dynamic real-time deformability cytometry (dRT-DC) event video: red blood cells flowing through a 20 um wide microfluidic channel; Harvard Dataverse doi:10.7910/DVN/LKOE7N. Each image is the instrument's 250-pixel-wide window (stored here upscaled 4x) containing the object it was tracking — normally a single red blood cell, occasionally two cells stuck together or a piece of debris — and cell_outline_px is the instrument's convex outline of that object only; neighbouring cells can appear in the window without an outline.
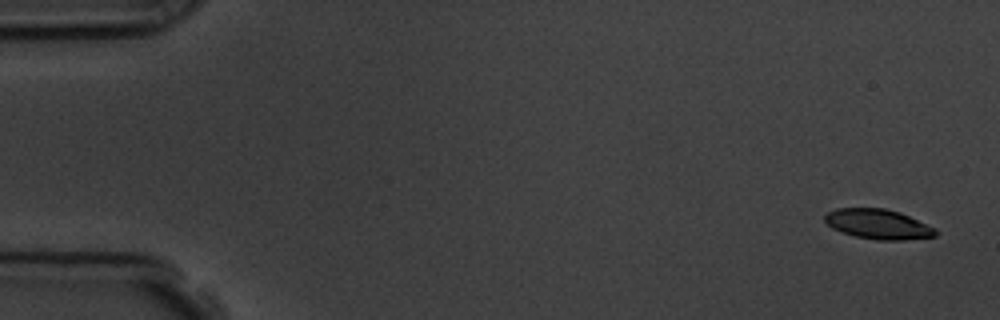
{"species": "common noctule bat (a hibernating species)", "species_latin": "Nyctalus noctula", "temperature_condition": "room temperature", "stored_images_in_passage": 5, "camera_frame_rate_fps": 3000, "um_per_image_px": 0.085, "animal": {"sex": "male", "body_mass_g": 19.5, "forearm_length_mm": 54.6}, "frame": {"image": 1, "passage_image": 1, "time_ms": 0.0, "image_size_px": [1000, 320], "cell_outline_px": [[940, 232], [936, 236], [904, 240], [876, 240], [856, 236], [840, 232], [832, 228], [824, 220], [824, 216], [828, 212], [836, 208], [884, 208], [900, 212], [936, 228]], "centroid_in_image_um": [74.66, 19.05], "position_along_channel_um": 10.3, "area_um2": 19.42}}
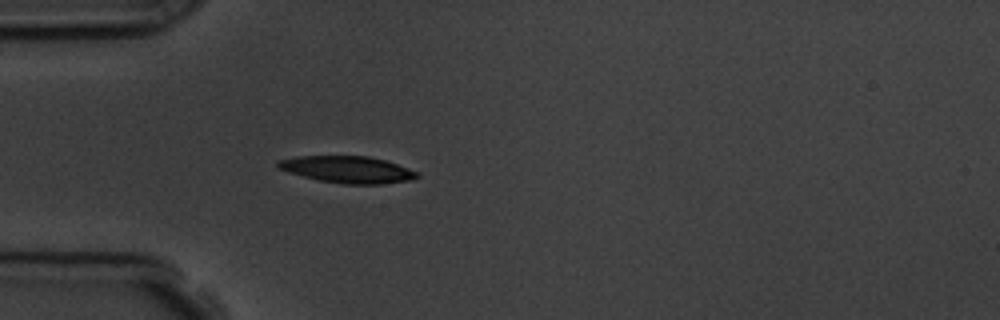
{"frame": {"image": 2, "passage_image": 5, "time_ms": 4.667, "image_size_px": [1000, 320], "cell_outline_px": [[420, 176], [412, 180], [380, 184], [344, 184], [320, 180], [288, 172], [280, 168], [276, 164], [280, 160], [296, 156], [368, 156], [384, 160], [420, 172]], "centroid_in_image_um": [29.59, 14.41], "position_along_channel_um": 55.4, "area_um2": 21.56}}